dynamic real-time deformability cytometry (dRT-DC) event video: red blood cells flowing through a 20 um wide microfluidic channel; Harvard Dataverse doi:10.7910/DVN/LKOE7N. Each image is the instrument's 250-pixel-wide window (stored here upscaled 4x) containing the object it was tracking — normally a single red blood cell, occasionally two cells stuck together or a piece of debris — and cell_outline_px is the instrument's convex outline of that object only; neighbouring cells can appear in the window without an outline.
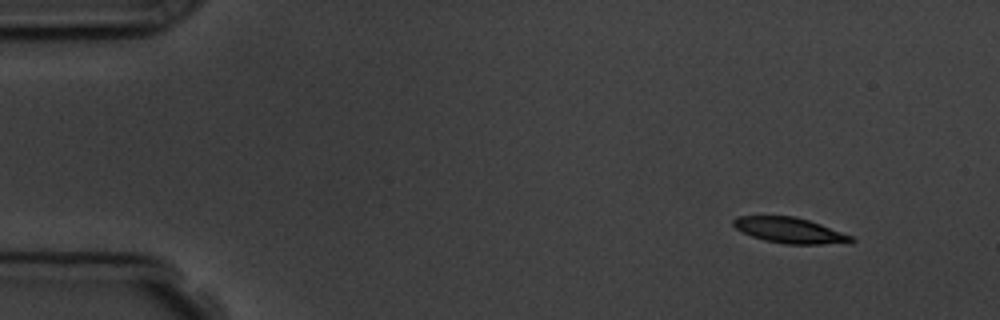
{"species": "common noctule bat (a hibernating species)", "species_latin": "Nyctalus noctula", "temperature_condition": "room temperature", "stored_images_in_passage": 5, "camera_frame_rate_fps": 3000, "um_per_image_px": 0.085, "animal": {"sex": "male", "body_mass_g": 19.5, "forearm_length_mm": 54.6}, "frame": {"image": 1, "passage_image": 1, "time_ms": 0.0, "image_size_px": [1000, 320], "cell_outline_px": [[856, 240], [852, 244], [784, 244], [764, 240], [752, 236], [736, 228], [732, 224], [732, 220], [736, 216], [792, 216], [808, 220], [820, 224], [852, 236]], "centroid_in_image_um": [67.17, 19.59], "position_along_channel_um": 17.8, "area_um2": 17.63}}
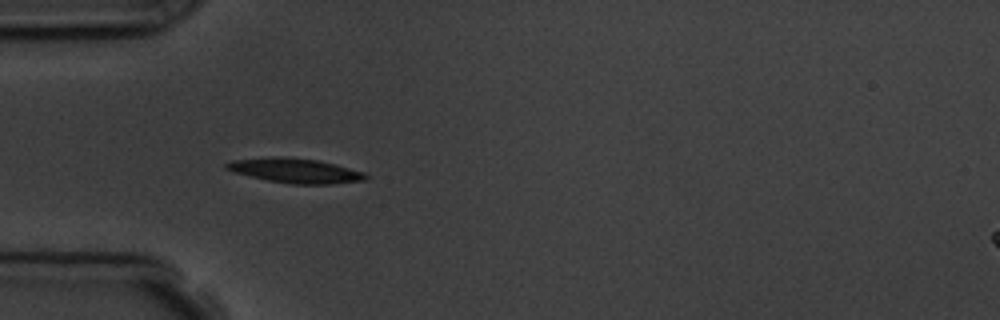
{"frame": {"image": 2, "passage_image": 4, "time_ms": 3.667, "image_size_px": [1000, 320], "cell_outline_px": [[368, 180], [328, 184], [292, 184], [268, 180], [232, 172], [224, 168], [224, 164], [232, 160], [280, 156], [320, 160], [336, 164], [364, 172], [368, 176]], "centroid_in_image_um": [25.1, 14.5], "position_along_channel_um": 59.9, "area_um2": 20.06}}